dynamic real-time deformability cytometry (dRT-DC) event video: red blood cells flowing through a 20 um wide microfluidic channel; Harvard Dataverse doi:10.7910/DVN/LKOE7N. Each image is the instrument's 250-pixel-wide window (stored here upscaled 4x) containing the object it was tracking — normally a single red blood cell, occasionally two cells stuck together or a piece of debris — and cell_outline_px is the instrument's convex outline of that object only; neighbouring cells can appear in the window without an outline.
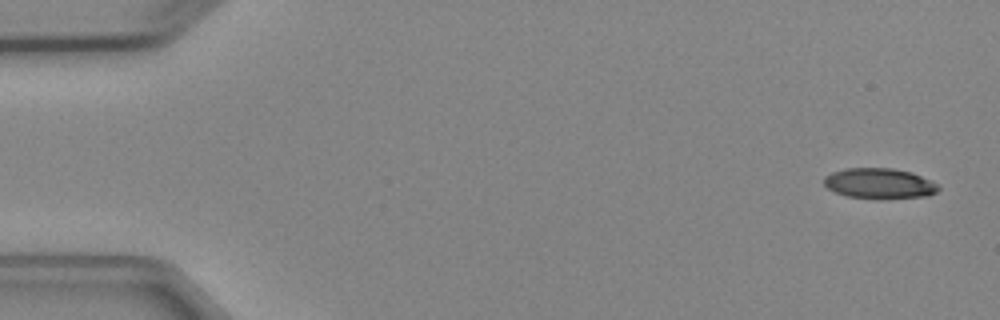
{"species": "Egyptian fruit bat (a non-hibernating species)", "species_latin": "Rousettus aegyptiacus", "temperature_condition": "cold", "stored_images_in_passage": 6, "camera_frame_rate_fps": 3000, "um_per_image_px": 0.085, "animal": {"sex": "female"}, "frame": {"image": 1, "passage_image": 1, "time_ms": 0.0, "image_size_px": [1000, 320], "cell_outline_px": [[940, 188], [936, 192], [928, 196], [848, 196], [836, 192], [828, 188], [824, 184], [824, 176], [832, 172], [848, 168], [892, 168], [912, 172], [936, 184]], "centroid_in_image_um": [74.71, 15.54], "position_along_channel_um": 10.3, "area_um2": 19.25}}
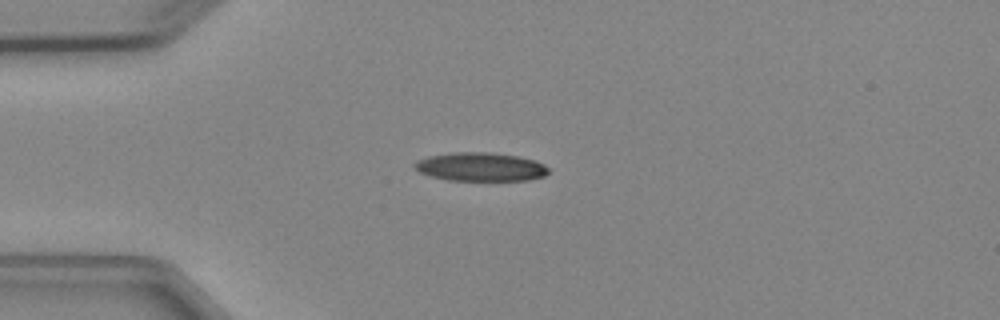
{"frame": {"image": 2, "passage_image": 4, "time_ms": 3.667, "image_size_px": [1000, 320], "cell_outline_px": [[548, 172], [544, 176], [528, 180], [448, 180], [432, 176], [420, 172], [416, 168], [416, 160], [428, 156], [452, 152], [488, 152], [516, 156], [536, 160], [544, 164], [548, 168]], "centroid_in_image_um": [40.87, 14.17], "position_along_channel_um": 44.1, "area_um2": 22.14}}